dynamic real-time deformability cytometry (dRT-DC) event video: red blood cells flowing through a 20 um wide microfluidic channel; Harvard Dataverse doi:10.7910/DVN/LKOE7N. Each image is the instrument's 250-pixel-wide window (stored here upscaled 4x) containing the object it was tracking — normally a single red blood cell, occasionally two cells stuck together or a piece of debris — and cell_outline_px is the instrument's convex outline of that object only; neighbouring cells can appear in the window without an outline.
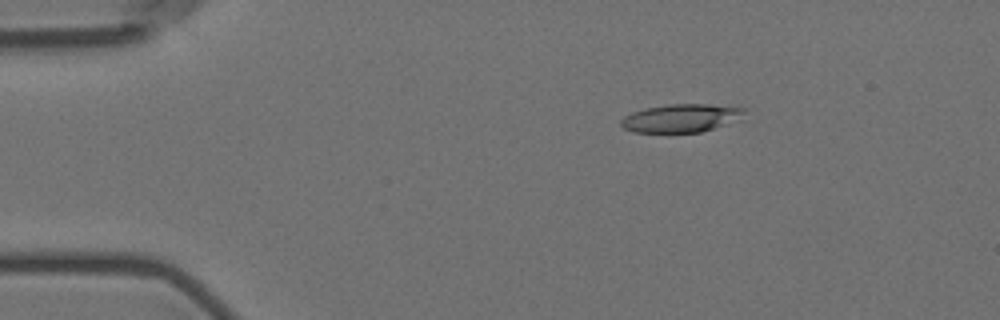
{"species": "Egyptian fruit bat (a non-hibernating species)", "species_latin": "Rousettus aegyptiacus", "temperature_condition": "room temperature", "stored_images_in_passage": 5, "camera_frame_rate_fps": 3000, "um_per_image_px": 0.085, "animal": {"sex": "female"}, "frame": {"image": 1, "passage_image": 3, "time_ms": 2.333, "image_size_px": [1000, 320], "cell_outline_px": [[748, 108], [744, 120], [700, 132], [632, 132], [624, 128], [620, 124], [620, 120], [624, 116], [632, 112], [644, 108], [668, 104], [708, 104]], "centroid_in_image_um": [57.99, 10.03], "position_along_channel_um": 27.0, "area_um2": 20.75}}